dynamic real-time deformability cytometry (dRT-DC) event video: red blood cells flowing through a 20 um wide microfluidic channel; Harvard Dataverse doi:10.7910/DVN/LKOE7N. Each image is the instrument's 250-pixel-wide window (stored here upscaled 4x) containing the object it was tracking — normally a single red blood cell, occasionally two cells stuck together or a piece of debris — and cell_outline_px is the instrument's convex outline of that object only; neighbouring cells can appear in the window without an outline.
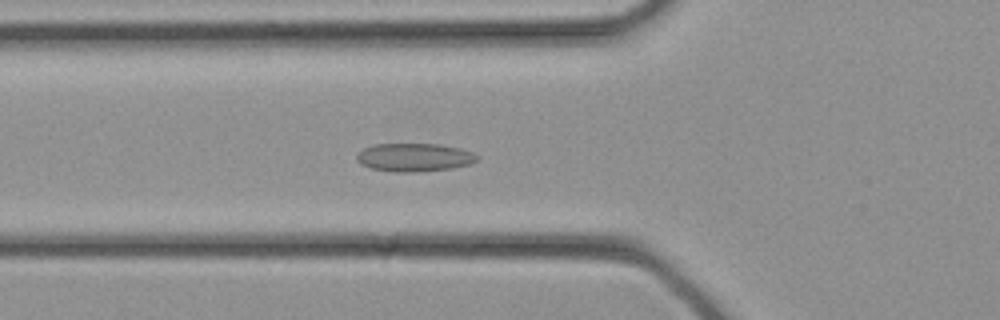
{"species": "common noctule bat (a hibernating species)", "species_latin": "Nyctalus noctula", "temperature_condition": "cold", "stored_images_in_passage": 29, "camera_frame_rate_fps": 3000, "um_per_image_px": 0.085, "animal": {"sex": "female", "body_mass_g": 21.9}, "frame": {"image": 1, "passage_image": 9, "time_ms": 2.667, "image_size_px": [1000, 320], "cell_outline_px": [[480, 156], [472, 164], [452, 168], [412, 172], [396, 172], [372, 168], [360, 164], [356, 160], [356, 156], [364, 148], [372, 144], [436, 144], [460, 148], [472, 152]], "centroid_in_image_um": [35.22, 13.37], "position_along_channel_um": 90.6, "area_um2": 19.77}}
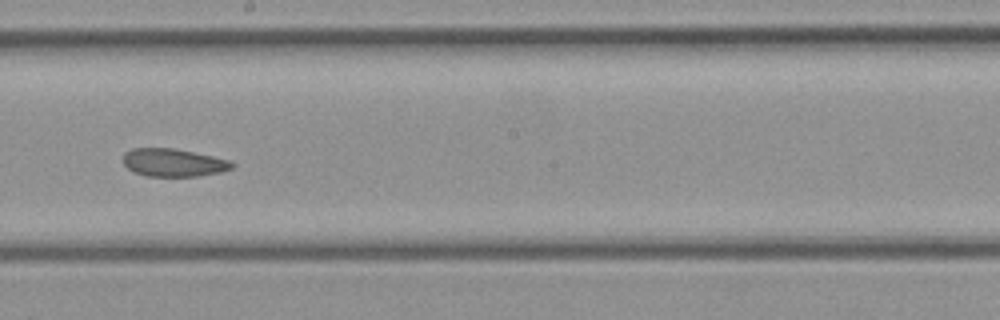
{"frame": {"image": 2, "passage_image": 16, "time_ms": 5.0, "image_size_px": [1000, 320], "cell_outline_px": [[236, 164], [232, 168], [220, 172], [196, 176], [144, 176], [128, 168], [124, 164], [124, 152], [132, 148], [172, 148], [232, 160]], "centroid_in_image_um": [14.76, 13.82], "position_along_channel_um": 233.4, "area_um2": 17.63}}
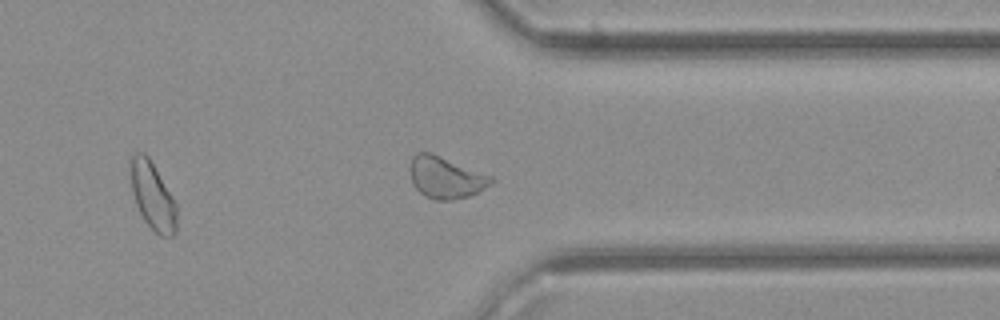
{"frame": {"image": 3, "passage_image": 23, "time_ms": 7.333, "image_size_px": [1000, 320], "cell_outline_px": [[496, 180], [492, 184], [468, 196], [452, 200], [436, 200], [424, 196], [412, 184], [412, 156], [416, 152], [432, 152], [492, 176]], "centroid_in_image_um": [37.91, 15.08], "position_along_channel_um": 373.5, "area_um2": 19.59}}